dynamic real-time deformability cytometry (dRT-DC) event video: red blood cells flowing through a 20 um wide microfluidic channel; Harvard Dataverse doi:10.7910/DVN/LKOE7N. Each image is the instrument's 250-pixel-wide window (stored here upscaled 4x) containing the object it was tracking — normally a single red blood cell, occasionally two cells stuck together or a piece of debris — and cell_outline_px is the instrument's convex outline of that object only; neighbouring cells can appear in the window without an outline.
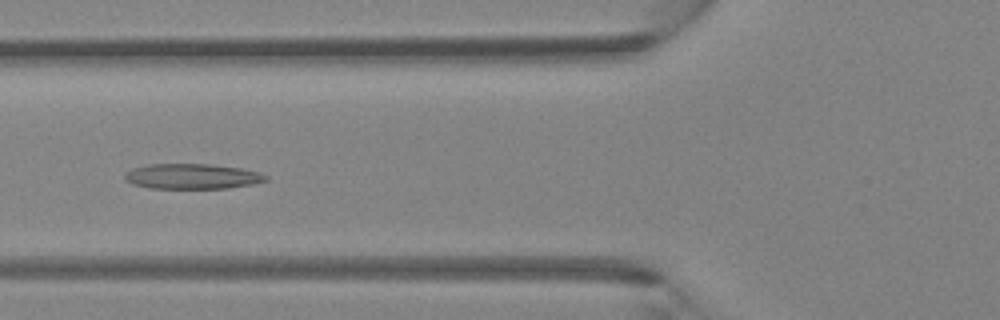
{"species": "Egyptian fruit bat (a non-hibernating species)", "species_latin": "Rousettus aegyptiacus", "temperature_condition": "room temperature", "stored_images_in_passage": 4, "camera_frame_rate_fps": 3000, "um_per_image_px": 0.085, "animal": {"sex": "female"}, "frame": {"image": 1, "passage_image": 4, "time_ms": 1.0, "image_size_px": [1000, 320], "cell_outline_px": [[268, 180], [252, 184], [228, 188], [148, 188], [132, 184], [124, 180], [124, 176], [132, 168], [148, 164], [208, 164], [240, 168], [260, 172], [268, 176]], "centroid_in_image_um": [16.33, 14.99], "position_along_channel_um": 109.5, "area_um2": 20.75}}